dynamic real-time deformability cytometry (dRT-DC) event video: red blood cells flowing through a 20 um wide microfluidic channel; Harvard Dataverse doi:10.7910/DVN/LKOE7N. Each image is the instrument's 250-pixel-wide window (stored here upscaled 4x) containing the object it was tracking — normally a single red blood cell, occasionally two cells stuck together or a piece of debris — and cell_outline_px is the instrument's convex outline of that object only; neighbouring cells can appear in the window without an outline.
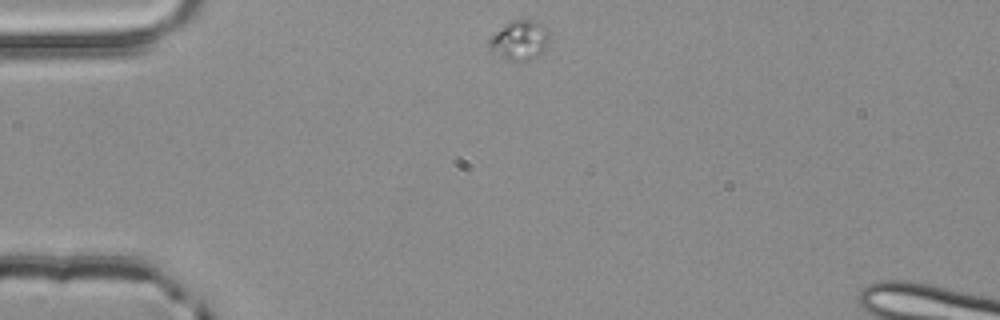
{"species": "common noctule bat (a hibernating species)", "species_latin": "Nyctalus noctula", "temperature_condition": "room temperature", "stored_images_in_passage": 3, "camera_frame_rate_fps": 3000, "um_per_image_px": 0.085, "animal": {"sex": "male", "body_mass_g": 20.4}, "frame": {"image": 1, "passage_image": 1, "time_ms": 0.0, "image_size_px": [1000, 320], "cell_outline_px": [[552, 32], [544, 48], [536, 56], [528, 60], [508, 60], [488, 52], [488, 40], [504, 24], [512, 20], [532, 20], [548, 28]], "centroid_in_image_um": [44.13, 3.41], "position_along_channel_um": 40.9, "area_um2": 13.93}}